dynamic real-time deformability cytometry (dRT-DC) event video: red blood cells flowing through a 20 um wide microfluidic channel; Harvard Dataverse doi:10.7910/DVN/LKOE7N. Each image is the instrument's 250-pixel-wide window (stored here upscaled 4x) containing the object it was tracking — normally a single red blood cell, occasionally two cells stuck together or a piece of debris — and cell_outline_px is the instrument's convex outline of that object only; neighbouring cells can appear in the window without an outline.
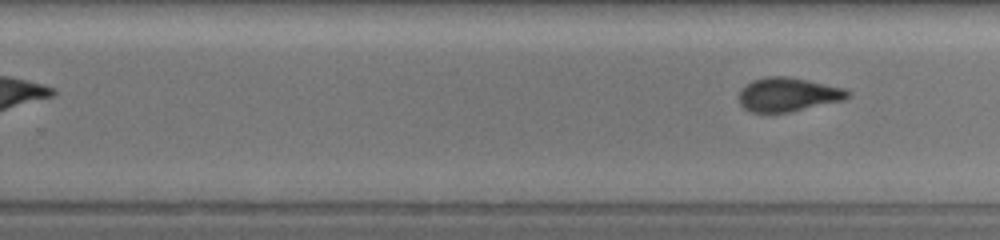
{"species": "common noctule bat (a hibernating species)", "species_latin": "Nyctalus noctula", "temperature_condition": "warm", "stored_images_in_passage": 20, "segment_of_instrument_passage": [2, 2], "camera_frame_rate_fps": 3000, "um_per_image_px": 0.085, "animal": {"sex": "female", "body_mass_g": 19.5, "forearm_length_mm": 54.1}, "frame": {"image": 1, "passage_image": 20, "time_ms": 11.667, "image_size_px": [1000, 240], "cell_outline_px": [[852, 92], [848, 96], [840, 100], [788, 112], [752, 112], [744, 108], [740, 104], [740, 92], [752, 80], [768, 76], [788, 76], [844, 88]], "centroid_in_image_um": [66.96, 8.02], "position_along_channel_um": 262.8, "area_um2": 20.92}}